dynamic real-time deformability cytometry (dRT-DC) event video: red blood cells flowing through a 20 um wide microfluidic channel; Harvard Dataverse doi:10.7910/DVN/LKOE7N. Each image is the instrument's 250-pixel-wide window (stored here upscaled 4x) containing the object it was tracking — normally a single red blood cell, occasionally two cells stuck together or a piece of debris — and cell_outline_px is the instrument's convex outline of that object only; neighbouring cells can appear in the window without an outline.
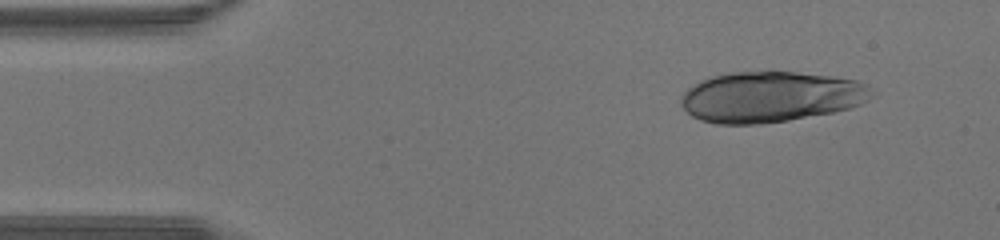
{"species": "human", "species_latin": "Homo sapiens", "temperature_condition": "warm", "stored_images_in_passage": 11, "camera_frame_rate_fps": 3000, "um_per_image_px": 0.085, "donor": {"sex": "male"}, "frame": {"image": 1, "passage_image": 1, "time_ms": 0.0, "image_size_px": [1000, 240], "cell_outline_px": [[876, 92], [868, 100], [860, 104], [848, 108], [832, 112], [788, 120], [760, 124], [716, 124], [700, 120], [692, 116], [680, 104], [680, 96], [688, 88], [700, 80], [712, 76], [732, 72], [796, 72], [832, 76], [856, 80], [868, 84]], "centroid_in_image_um": [65.51, 8.23], "position_along_channel_um": 19.5, "area_um2": 56.47}}